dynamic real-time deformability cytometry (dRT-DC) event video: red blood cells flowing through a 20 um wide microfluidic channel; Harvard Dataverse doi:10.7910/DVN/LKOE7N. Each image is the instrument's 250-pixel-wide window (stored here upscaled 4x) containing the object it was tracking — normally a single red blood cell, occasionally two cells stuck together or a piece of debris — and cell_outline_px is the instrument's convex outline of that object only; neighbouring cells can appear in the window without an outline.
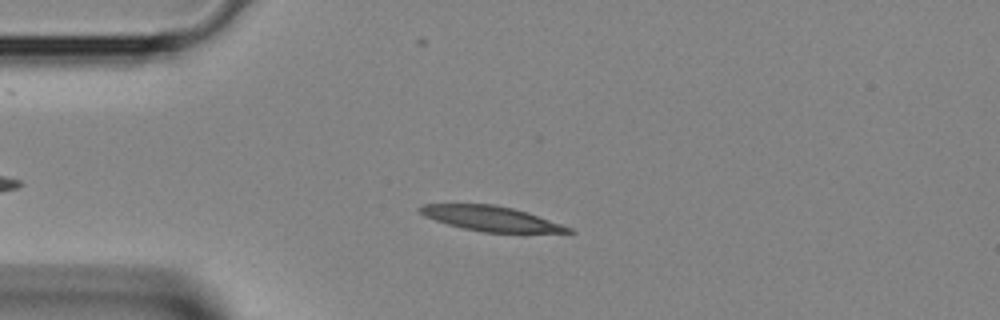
{"species": "Egyptian fruit bat (a non-hibernating species)", "species_latin": "Rousettus aegyptiacus", "temperature_condition": "room temperature", "stored_images_in_passage": 2, "camera_frame_rate_fps": 3000, "um_per_image_px": 0.085, "animal": {"sex": "female"}, "frame": {"image": 1, "passage_image": 2, "time_ms": 0.333, "image_size_px": [1000, 320], "cell_outline_px": [[576, 232], [524, 236], [484, 232], [464, 228], [448, 224], [424, 216], [416, 208], [424, 204], [492, 204], [512, 208], [528, 212], [572, 228]], "centroid_in_image_um": [41.9, 18.64], "position_along_channel_um": 43.1, "area_um2": 22.54}}